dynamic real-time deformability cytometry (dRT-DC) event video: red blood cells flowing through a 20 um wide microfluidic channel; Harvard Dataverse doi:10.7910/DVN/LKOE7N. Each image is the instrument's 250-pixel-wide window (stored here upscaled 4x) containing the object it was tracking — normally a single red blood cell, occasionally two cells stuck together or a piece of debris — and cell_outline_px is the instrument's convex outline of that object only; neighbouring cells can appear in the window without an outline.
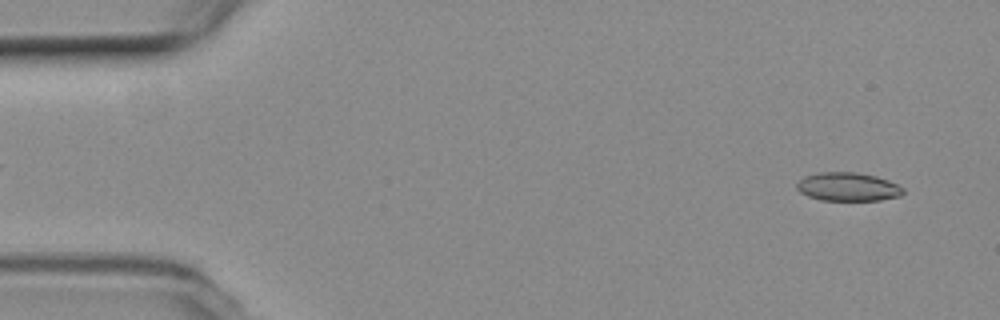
{"species": "common noctule bat (a hibernating species)", "species_latin": "Nyctalus noctula", "temperature_condition": "room temperature", "stored_images_in_passage": 32, "camera_frame_rate_fps": 3000, "um_per_image_px": 0.085, "animal": {"sex": "female", "body_mass_g": 19.3, "forearm_length_mm": 54.1}, "frame": {"image": 1, "passage_image": 3, "time_ms": 0.667, "image_size_px": [1000, 320], "cell_outline_px": [[904, 192], [900, 196], [880, 200], [820, 200], [808, 196], [800, 192], [796, 188], [796, 184], [804, 176], [820, 172], [856, 172], [876, 176], [888, 180], [904, 188]], "centroid_in_image_um": [72.06, 15.87], "position_along_channel_um": 12.9, "area_um2": 17.69}}
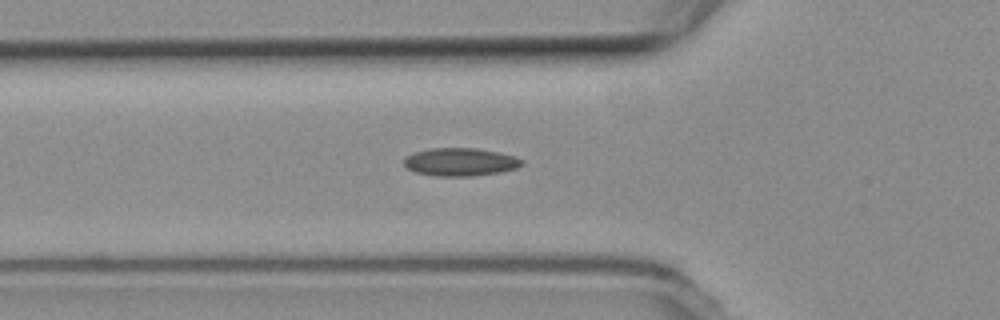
{"frame": {"image": 2, "passage_image": 18, "time_ms": 5.667, "image_size_px": [1000, 320], "cell_outline_px": [[524, 164], [516, 168], [500, 172], [472, 176], [436, 176], [412, 172], [404, 164], [404, 160], [412, 152], [428, 148], [476, 148], [516, 156], [524, 160]], "centroid_in_image_um": [39.12, 13.77], "position_along_channel_um": 86.7, "area_um2": 19.36}}
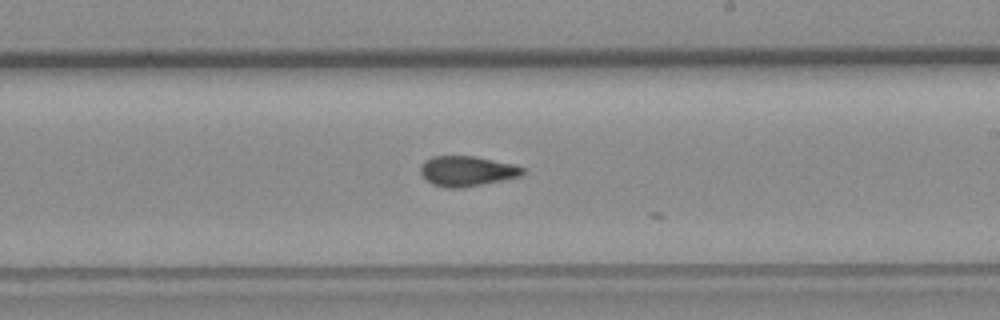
{"frame": {"image": 3, "passage_image": 31, "time_ms": 10.0, "image_size_px": [1000, 320], "cell_outline_px": [[524, 176], [484, 184], [460, 188], [444, 188], [432, 184], [420, 172], [420, 164], [424, 160], [432, 156], [476, 156], [516, 164], [524, 168]], "centroid_in_image_um": [39.72, 14.54], "position_along_channel_um": 249.3, "area_um2": 18.32}}